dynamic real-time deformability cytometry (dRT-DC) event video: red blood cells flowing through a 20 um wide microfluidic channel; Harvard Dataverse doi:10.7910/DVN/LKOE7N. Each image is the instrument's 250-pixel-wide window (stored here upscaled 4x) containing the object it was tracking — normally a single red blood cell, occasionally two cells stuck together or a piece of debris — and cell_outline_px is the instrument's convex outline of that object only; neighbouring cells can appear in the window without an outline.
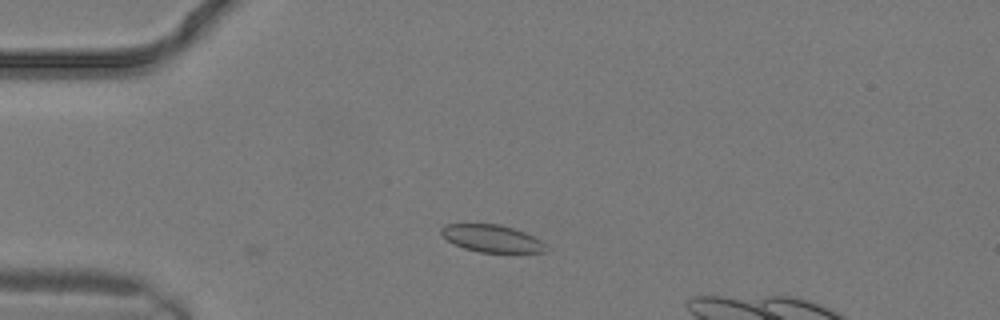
{"species": "common noctule bat (a hibernating species)", "species_latin": "Nyctalus noctula", "temperature_condition": "warm", "stored_images_in_passage": 7, "camera_frame_rate_fps": 3000, "um_per_image_px": 0.085, "animal": {"sex": "male", "body_mass_g": 19.2, "forearm_length_mm": 51.8}, "frame": {"image": 1, "passage_image": 3, "time_ms": 0.667, "image_size_px": [1000, 320], "cell_outline_px": [[548, 252], [480, 252], [464, 248], [448, 240], [440, 232], [440, 228], [444, 224], [500, 224], [524, 232], [540, 240], [548, 248]], "centroid_in_image_um": [41.81, 20.26], "position_along_channel_um": 43.2, "area_um2": 16.47}}
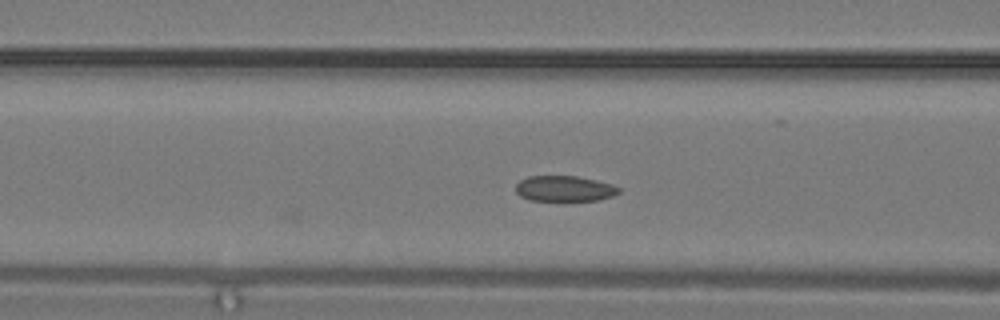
{"frame": {"image": 2, "passage_image": 7, "time_ms": 2.0, "image_size_px": [1000, 320], "cell_outline_px": [[620, 192], [612, 196], [596, 200], [528, 200], [520, 196], [516, 192], [516, 184], [520, 180], [528, 176], [576, 176], [596, 180], [612, 184], [620, 188]], "centroid_in_image_um": [47.96, 16.02], "position_along_channel_um": 118.6, "area_um2": 15.32}}